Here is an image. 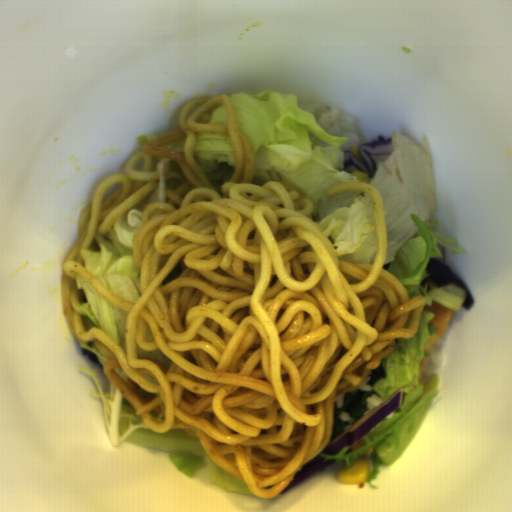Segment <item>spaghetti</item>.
Masks as SVG:
<instances>
[{
  "label": "spaghetti",
  "mask_w": 512,
  "mask_h": 512,
  "mask_svg": "<svg viewBox=\"0 0 512 512\" xmlns=\"http://www.w3.org/2000/svg\"><path fill=\"white\" fill-rule=\"evenodd\" d=\"M227 124H207L219 105ZM180 130L150 139L107 176L78 215V238L62 265V314L77 342L93 341L102 373L151 431L196 427L211 460L271 500L300 467L327 448L336 397L364 384L396 339L416 336L426 306L383 268L387 227L382 193L338 182L328 199L367 193L377 231L373 263L338 258L314 222V203L289 180L253 183L255 151L238 129L227 94L192 97ZM230 136L237 165L223 198L193 157L195 132ZM181 172L166 178V203L146 207L133 240L141 298L110 291L83 265L118 216L159 181L163 157ZM77 273L129 313L127 355L78 306Z\"/></svg>",
  "instance_id": "spaghetti-1"
}]
</instances>
